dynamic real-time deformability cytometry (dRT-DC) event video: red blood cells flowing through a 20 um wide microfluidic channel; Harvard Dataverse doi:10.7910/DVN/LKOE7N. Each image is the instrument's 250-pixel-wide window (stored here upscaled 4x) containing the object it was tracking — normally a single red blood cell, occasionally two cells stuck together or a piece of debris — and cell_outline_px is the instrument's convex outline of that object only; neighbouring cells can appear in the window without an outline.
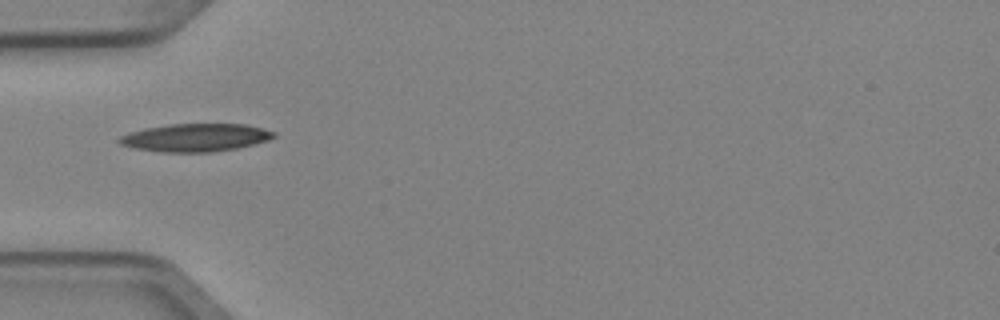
{"species": "Egyptian fruit bat (a non-hibernating species)", "species_latin": "Rousettus aegyptiacus", "temperature_condition": "cold", "stored_images_in_passage": 1, "camera_frame_rate_fps": 3000, "um_per_image_px": 0.085, "animal": {"sex": "female"}, "frame": {"image": 1, "passage_image": 1, "time_ms": 0.0, "image_size_px": [1000, 320], "cell_outline_px": [[276, 136], [268, 140], [236, 148], [212, 152], [160, 152], [136, 148], [120, 144], [116, 140], [120, 136], [144, 128], [168, 124], [244, 124], [276, 132]], "centroid_in_image_um": [16.6, 11.69], "position_along_channel_um": 68.4, "area_um2": 24.97}}